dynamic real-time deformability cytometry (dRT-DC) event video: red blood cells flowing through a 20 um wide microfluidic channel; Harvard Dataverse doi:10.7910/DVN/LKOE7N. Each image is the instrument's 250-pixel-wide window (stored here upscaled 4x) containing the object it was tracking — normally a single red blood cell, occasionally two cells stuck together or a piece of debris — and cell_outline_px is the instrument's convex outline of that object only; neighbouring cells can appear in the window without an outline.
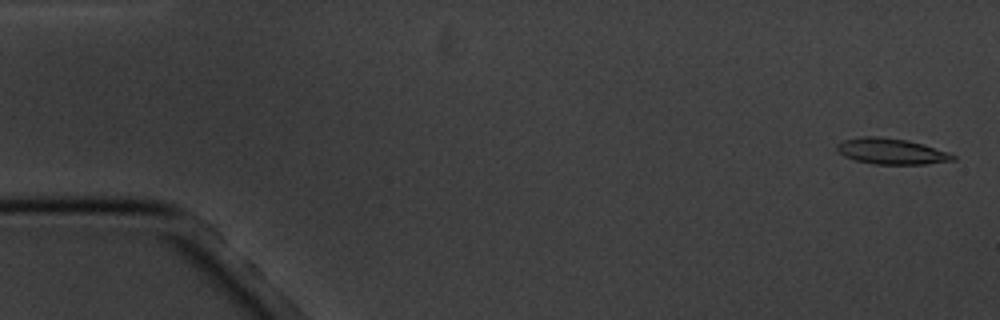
{"species": "common noctule bat (a hibernating species)", "species_latin": "Nyctalus noctula", "temperature_condition": "cold", "stored_images_in_passage": 5, "camera_frame_rate_fps": 3000, "um_per_image_px": 0.085, "animal": {"sex": "male", "body_mass_g": 20.1, "forearm_length_mm": 53.5}, "frame": {"image": 1, "passage_image": 1, "time_ms": 0.0, "image_size_px": [1000, 320], "cell_outline_px": [[956, 160], [924, 164], [876, 164], [856, 160], [844, 156], [836, 148], [836, 144], [844, 140], [864, 136], [876, 136], [908, 140], [924, 144], [948, 152], [956, 156]], "centroid_in_image_um": [75.79, 12.86], "position_along_channel_um": 9.2, "area_um2": 17.4}}
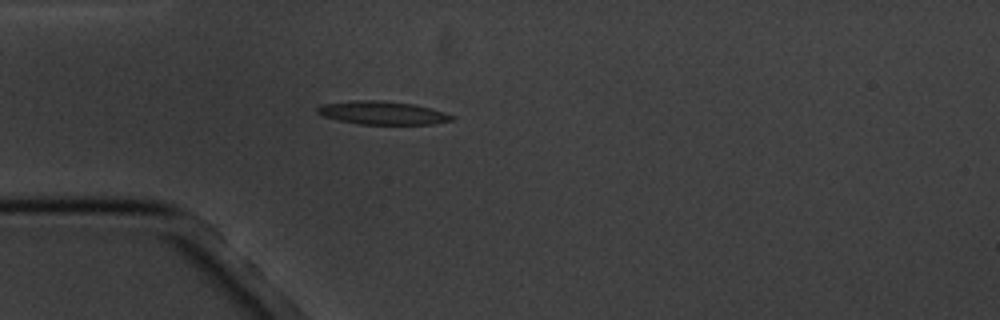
{"frame": {"image": 2, "passage_image": 5, "time_ms": 4.667, "image_size_px": [1000, 320], "cell_outline_px": [[456, 116], [452, 120], [432, 124], [360, 124], [340, 120], [324, 116], [316, 112], [316, 108], [324, 104], [352, 100], [380, 100], [412, 104], [432, 108]], "centroid_in_image_um": [32.53, 9.59], "position_along_channel_um": 52.5, "area_um2": 18.09}}